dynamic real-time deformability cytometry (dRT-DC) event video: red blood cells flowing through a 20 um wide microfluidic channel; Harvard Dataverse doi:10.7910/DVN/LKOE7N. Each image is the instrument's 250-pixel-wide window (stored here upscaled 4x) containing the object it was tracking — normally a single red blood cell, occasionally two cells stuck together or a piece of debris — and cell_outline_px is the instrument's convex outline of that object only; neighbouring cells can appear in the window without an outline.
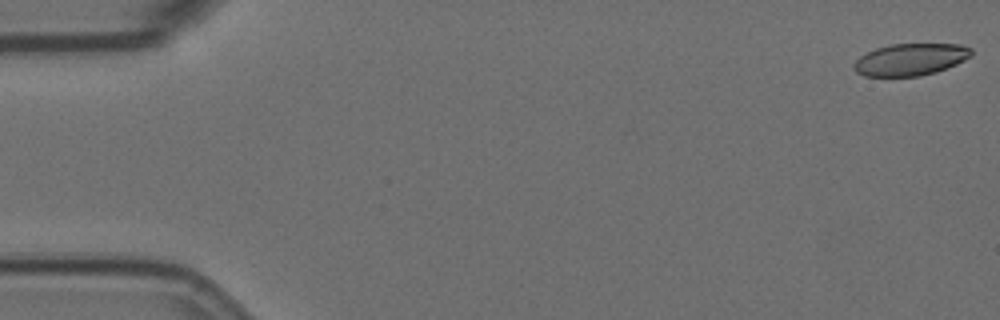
{"species": "Egyptian fruit bat (a non-hibernating species)", "species_latin": "Rousettus aegyptiacus", "temperature_condition": "room temperature", "stored_images_in_passage": 57, "camera_frame_rate_fps": 3000, "um_per_image_px": 0.085, "animal": {"sex": "female"}, "frame": {"image": 1, "passage_image": 1, "time_ms": 0.0, "image_size_px": [1000, 320], "cell_outline_px": [[972, 56], [956, 64], [936, 72], [920, 76], [864, 76], [856, 72], [852, 68], [852, 64], [860, 56], [876, 48], [888, 44], [964, 44], [972, 48]], "centroid_in_image_um": [77.39, 5.05], "position_along_channel_um": 7.6, "area_um2": 22.08}}
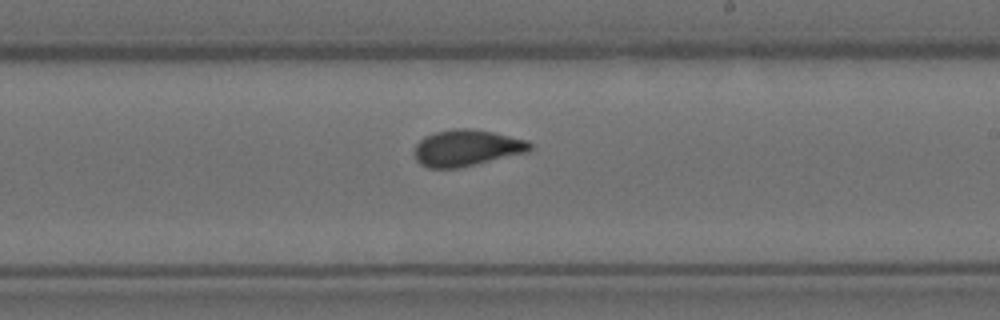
{"frame": {"image": 2, "passage_image": 33, "time_ms": 10.667, "image_size_px": [1000, 320], "cell_outline_px": [[532, 148], [528, 152], [476, 164], [456, 168], [428, 168], [420, 164], [416, 160], [416, 144], [424, 136], [436, 132], [456, 128], [472, 128], [492, 132], [528, 140], [532, 144]], "centroid_in_image_um": [39.68, 12.57], "position_along_channel_um": 249.3, "area_um2": 24.39}}
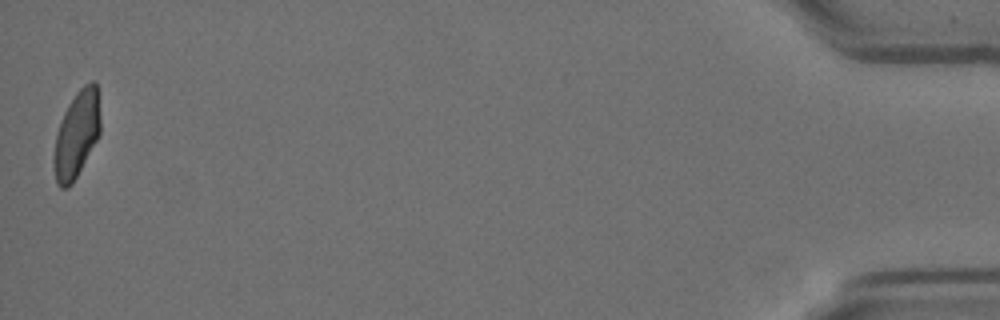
{"frame": {"image": 3, "passage_image": 56, "time_ms": 18.333, "image_size_px": [1000, 320], "cell_outline_px": [[100, 132], [96, 140], [72, 184], [68, 188], [60, 188], [56, 184], [52, 164], [56, 132], [64, 112], [68, 104], [76, 92], [84, 84], [92, 80], [96, 84], [100, 116]], "centroid_in_image_um": [6.48, 11.44], "position_along_channel_um": 428.7, "area_um2": 23.47}}